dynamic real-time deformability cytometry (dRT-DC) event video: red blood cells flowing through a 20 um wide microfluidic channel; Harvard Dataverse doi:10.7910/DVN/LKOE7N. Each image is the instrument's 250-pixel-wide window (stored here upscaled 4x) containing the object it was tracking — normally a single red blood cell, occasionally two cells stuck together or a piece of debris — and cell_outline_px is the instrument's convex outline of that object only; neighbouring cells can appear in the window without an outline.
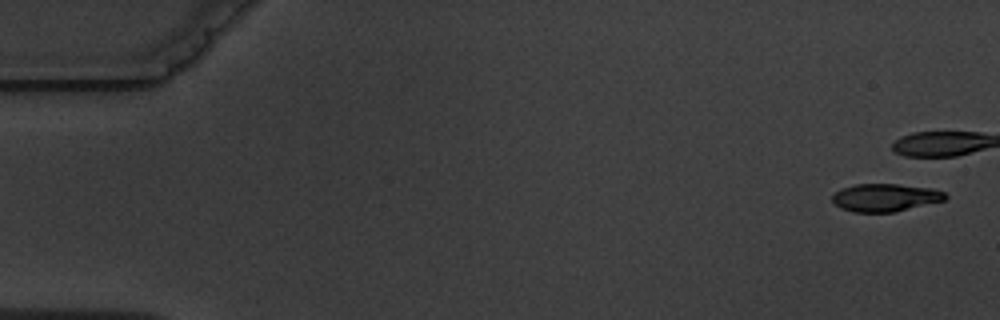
{"species": "common noctule bat (a hibernating species)", "species_latin": "Nyctalus noctula", "temperature_condition": "warm", "stored_images_in_passage": 7, "camera_frame_rate_fps": 3000, "um_per_image_px": 0.085, "animal": {"sex": "male", "body_mass_g": 19.5, "forearm_length_mm": 54.6}, "frame": {"image": 1, "passage_image": 1, "time_ms": 0.0, "image_size_px": [1000, 320], "cell_outline_px": [[948, 196], [944, 200], [896, 212], [852, 212], [840, 208], [832, 200], [832, 196], [840, 188], [856, 184], [896, 184], [932, 188], [944, 192]], "centroid_in_image_um": [75.23, 16.79], "position_along_channel_um": 9.8, "area_um2": 18.32}}
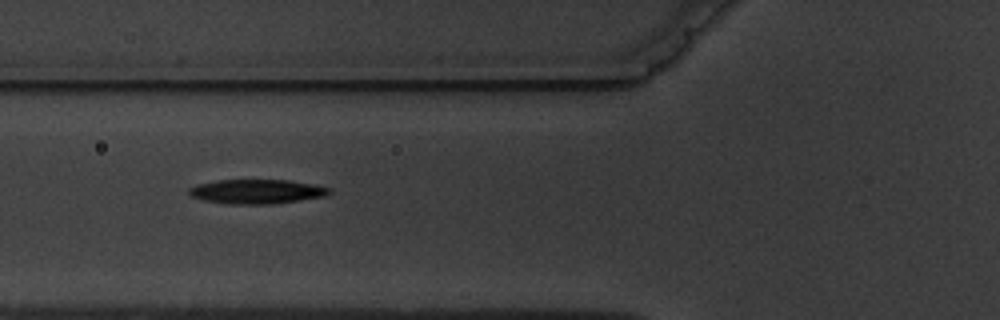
{"frame": {"image": 2, "passage_image": 6, "time_ms": 7.333, "image_size_px": [1000, 320], "cell_outline_px": [[332, 192], [324, 196], [300, 200], [272, 204], [228, 204], [204, 200], [192, 196], [188, 192], [188, 188], [196, 184], [216, 180], [288, 180], [316, 184], [332, 188]], "centroid_in_image_um": [21.84, 16.27], "position_along_channel_um": 104.0, "area_um2": 20.06}}
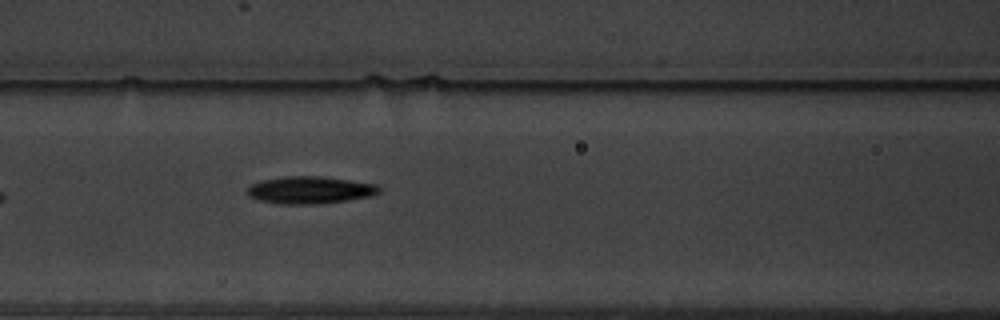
{"frame": {"image": 3, "passage_image": 7, "time_ms": 8.333, "image_size_px": [1000, 320], "cell_outline_px": [[380, 192], [372, 196], [348, 200], [320, 204], [280, 204], [260, 200], [252, 196], [248, 192], [248, 188], [252, 184], [260, 180], [284, 176], [320, 176], [376, 184], [380, 188]], "centroid_in_image_um": [26.38, 16.15], "position_along_channel_um": 140.2, "area_um2": 20.87}}